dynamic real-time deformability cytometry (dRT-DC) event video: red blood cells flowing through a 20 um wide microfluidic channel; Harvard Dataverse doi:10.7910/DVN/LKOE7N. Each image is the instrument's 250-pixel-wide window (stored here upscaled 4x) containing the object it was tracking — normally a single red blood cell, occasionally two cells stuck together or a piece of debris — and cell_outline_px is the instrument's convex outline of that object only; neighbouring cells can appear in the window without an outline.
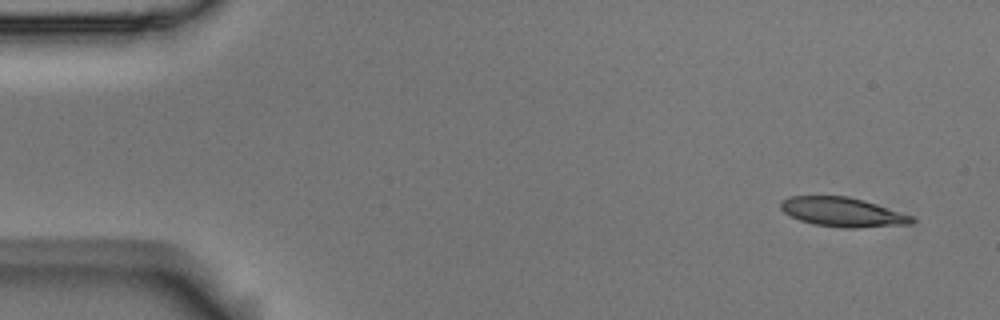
{"species": "Egyptian fruit bat (a non-hibernating species)", "species_latin": "Rousettus aegyptiacus", "temperature_condition": "room temperature", "stored_images_in_passage": 3, "camera_frame_rate_fps": 3000, "um_per_image_px": 0.085, "animal": {"sex": "male"}, "frame": {"image": 1, "passage_image": 1, "time_ms": 0.0, "image_size_px": [1000, 320], "cell_outline_px": [[916, 220], [912, 224], [860, 228], [844, 228], [812, 224], [800, 220], [784, 212], [780, 208], [780, 200], [788, 196], [848, 196], [864, 200], [912, 216]], "centroid_in_image_um": [71.61, 18.03], "position_along_channel_um": 13.4, "area_um2": 22.48}}